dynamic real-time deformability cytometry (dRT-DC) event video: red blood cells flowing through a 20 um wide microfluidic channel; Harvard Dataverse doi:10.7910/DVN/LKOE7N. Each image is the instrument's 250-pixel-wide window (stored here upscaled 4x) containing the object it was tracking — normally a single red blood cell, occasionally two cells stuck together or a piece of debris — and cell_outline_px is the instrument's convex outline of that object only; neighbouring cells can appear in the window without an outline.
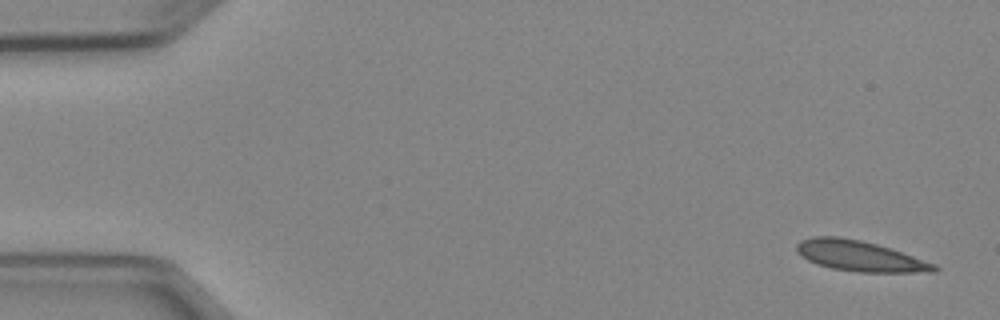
{"species": "Egyptian fruit bat (a non-hibernating species)", "species_latin": "Rousettus aegyptiacus", "temperature_condition": "cold", "stored_images_in_passage": 7, "camera_frame_rate_fps": 3000, "um_per_image_px": 0.085, "animal": {"sex": "female"}, "frame": {"image": 1, "passage_image": 1, "time_ms": 0.0, "image_size_px": [1000, 320], "cell_outline_px": [[940, 268], [936, 272], [860, 272], [832, 268], [808, 260], [796, 252], [796, 244], [800, 240], [812, 236], [840, 236], [860, 240], [876, 244], [936, 264]], "centroid_in_image_um": [73.06, 21.75], "position_along_channel_um": 11.9, "area_um2": 24.22}}
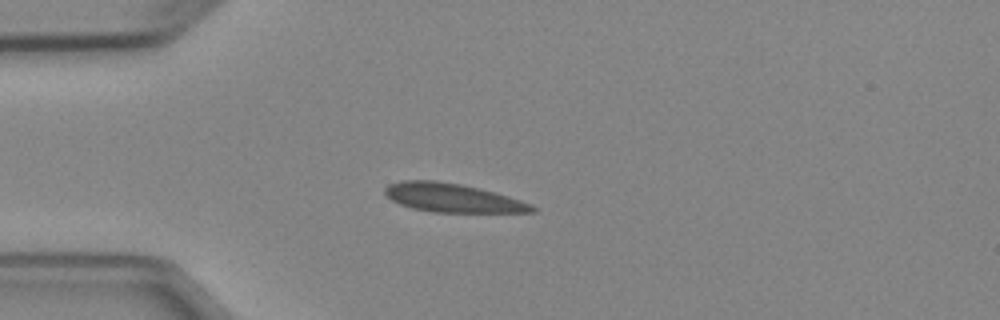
{"frame": {"image": 2, "passage_image": 4, "time_ms": 3.667, "image_size_px": [1000, 320], "cell_outline_px": [[536, 212], [432, 212], [412, 208], [400, 204], [392, 200], [384, 192], [384, 188], [388, 184], [404, 180], [436, 180], [460, 184], [480, 188], [508, 196], [532, 204], [536, 208]], "centroid_in_image_um": [38.45, 16.81], "position_along_channel_um": 46.5, "area_um2": 24.57}}
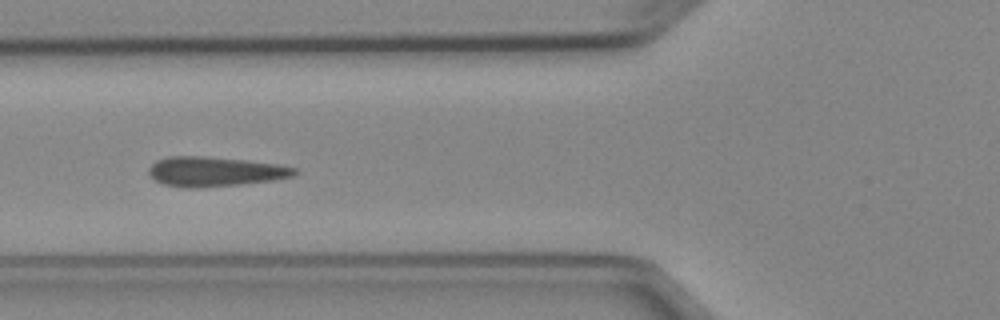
{"frame": {"image": 3, "passage_image": 6, "time_ms": 5.667, "image_size_px": [1000, 320], "cell_outline_px": [[300, 172], [292, 176], [272, 180], [240, 184], [200, 188], [184, 188], [164, 184], [156, 180], [148, 172], [148, 168], [156, 160], [168, 156], [204, 156], [244, 160], [276, 164], [296, 168]], "centroid_in_image_um": [18.24, 14.58], "position_along_channel_um": 107.6, "area_um2": 25.14}}